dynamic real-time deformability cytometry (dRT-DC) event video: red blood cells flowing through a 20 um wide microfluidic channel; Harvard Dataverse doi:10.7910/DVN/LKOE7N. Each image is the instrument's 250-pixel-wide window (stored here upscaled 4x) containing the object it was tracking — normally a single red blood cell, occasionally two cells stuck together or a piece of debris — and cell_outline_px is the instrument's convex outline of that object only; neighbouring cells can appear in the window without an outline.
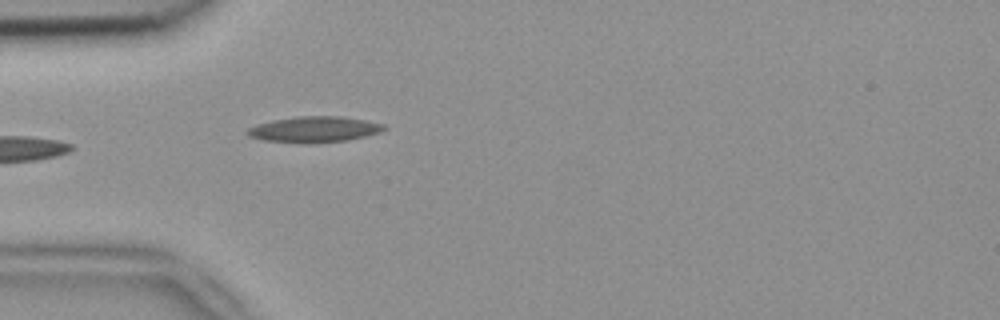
{"species": "common noctule bat (a hibernating species)", "species_latin": "Nyctalus noctula", "temperature_condition": "room temperature", "stored_images_in_passage": 4, "camera_frame_rate_fps": 3000, "um_per_image_px": 0.085, "animal": {"sex": "female", "body_mass_g": 18.4}, "frame": {"image": 1, "passage_image": 4, "time_ms": 1.0, "image_size_px": [1000, 320], "cell_outline_px": [[388, 128], [380, 132], [348, 140], [304, 144], [300, 144], [260, 140], [248, 136], [244, 132], [248, 128], [272, 120], [296, 116], [340, 116], [364, 120], [384, 124]], "centroid_in_image_um": [26.67, 11.01], "position_along_channel_um": 58.3, "area_um2": 20.81}}